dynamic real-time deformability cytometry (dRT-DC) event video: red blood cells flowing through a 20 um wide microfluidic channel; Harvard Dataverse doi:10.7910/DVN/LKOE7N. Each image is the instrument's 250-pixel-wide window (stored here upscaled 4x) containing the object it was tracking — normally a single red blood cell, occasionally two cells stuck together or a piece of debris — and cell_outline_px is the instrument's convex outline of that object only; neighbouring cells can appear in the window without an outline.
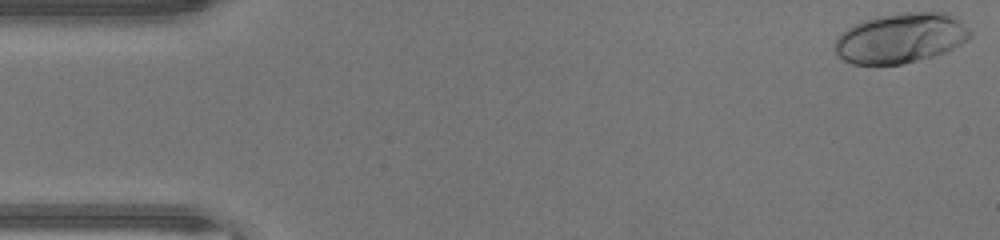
{"species": "human", "species_latin": "Homo sapiens", "temperature_condition": "warm", "stored_images_in_passage": 40, "camera_frame_rate_fps": 3000, "um_per_image_px": 0.085, "donor": {"sex": "male"}, "frame": {"image": 1, "passage_image": 1, "time_ms": 0.0, "image_size_px": [1000, 240], "cell_outline_px": [[972, 36], [968, 40], [944, 52], [932, 56], [900, 64], [852, 64], [844, 60], [832, 48], [832, 44], [840, 32], [864, 20], [880, 16], [908, 12], [944, 12], [952, 16], [968, 28], [972, 32]], "centroid_in_image_um": [76.52, 3.24], "position_along_channel_um": 8.5, "area_um2": 39.13}}
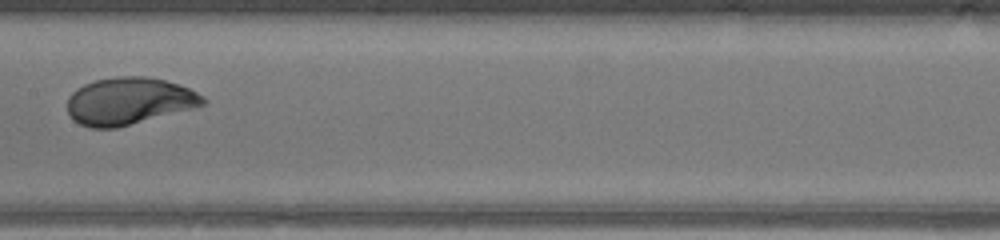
{"frame": {"image": 2, "passage_image": 23, "time_ms": 7.333, "image_size_px": [1000, 240], "cell_outline_px": [[208, 100], [204, 104], [192, 108], [116, 128], [88, 128], [72, 120], [68, 112], [68, 96], [76, 88], [84, 84], [96, 80], [116, 76], [144, 76], [164, 80], [188, 88], [204, 96]], "centroid_in_image_um": [10.92, 8.59], "position_along_channel_um": 196.5, "area_um2": 37.17}}
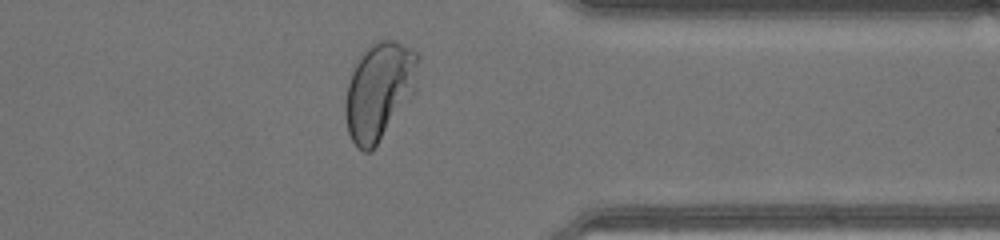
{"frame": {"image": 3, "passage_image": 36, "time_ms": 11.667, "image_size_px": [1000, 240], "cell_outline_px": [[420, 56], [416, 92], [372, 152], [364, 152], [352, 140], [348, 132], [344, 116], [344, 104], [348, 84], [356, 60], [360, 52], [368, 44], [380, 40], [396, 40], [420, 52]], "centroid_in_image_um": [32.26, 7.69], "position_along_channel_um": 379.1, "area_um2": 42.37}, "authors_computed_cell_mechanics": {"area_um2": 37.1654, "velocity_mm_per_s": 4.4561, "shape_relaxation_time_tau1_ms": 2.3206, "shape_relaxation_time_tau2_ms": null, "deformation_change_tau1": 0.1818, "deformation_change_tau2": null}}